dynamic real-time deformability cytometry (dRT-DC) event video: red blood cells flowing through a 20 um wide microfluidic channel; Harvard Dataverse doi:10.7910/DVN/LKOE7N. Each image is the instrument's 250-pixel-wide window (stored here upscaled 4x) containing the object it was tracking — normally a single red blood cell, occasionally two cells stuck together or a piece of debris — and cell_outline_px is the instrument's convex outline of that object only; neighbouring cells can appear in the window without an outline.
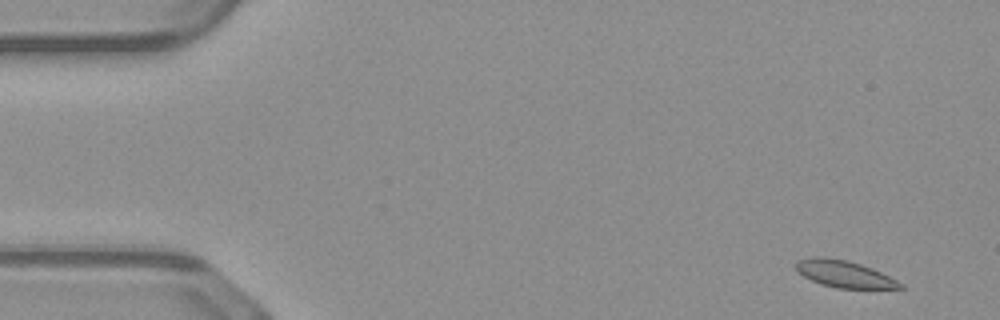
{"species": "common noctule bat (a hibernating species)", "species_latin": "Nyctalus noctula", "temperature_condition": "warm", "stored_images_in_passage": 50, "camera_frame_rate_fps": 3000, "um_per_image_px": 0.085, "animal": {"sex": "male", "body_mass_g": 23.1, "forearm_length_mm": 52.7}, "frame": {"image": 1, "passage_image": 2, "time_ms": 0.333, "image_size_px": [1000, 320], "cell_outline_px": [[904, 288], [836, 288], [820, 284], [796, 272], [796, 260], [812, 256], [824, 256], [848, 260], [872, 268], [904, 284]], "centroid_in_image_um": [71.71, 23.27], "position_along_channel_um": 13.3, "area_um2": 16.42}}
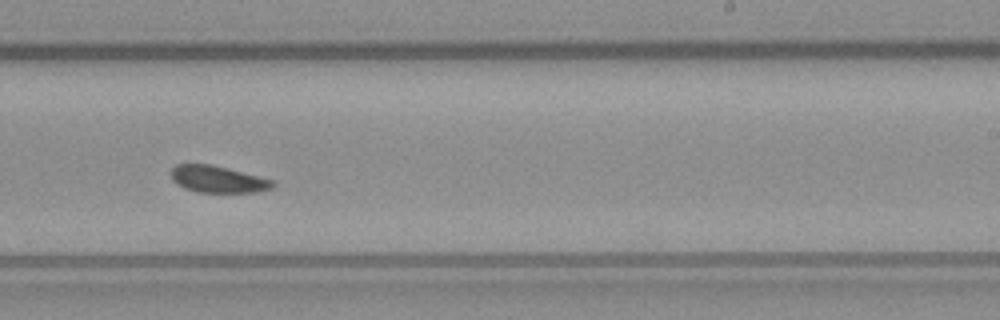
{"frame": {"image": 2, "passage_image": 30, "time_ms": 9.667, "image_size_px": [1000, 320], "cell_outline_px": [[276, 184], [272, 188], [256, 192], [196, 192], [184, 188], [176, 184], [172, 180], [172, 168], [176, 164], [212, 164], [276, 180]], "centroid_in_image_um": [18.55, 15.23], "position_along_channel_um": 270.5, "area_um2": 16.07}}
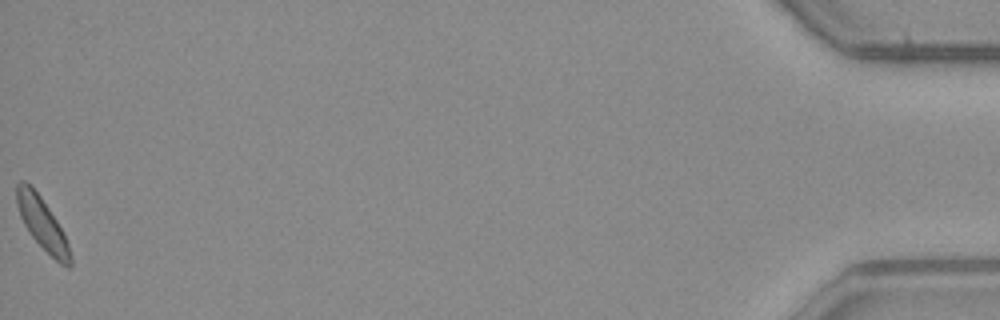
{"frame": {"image": 3, "passage_image": 50, "time_ms": 16.333, "image_size_px": [1000, 320], "cell_outline_px": [[72, 268], [68, 268], [60, 264], [28, 232], [20, 216], [16, 204], [16, 184], [20, 180], [24, 180], [40, 196], [56, 220], [68, 244], [72, 256]], "centroid_in_image_um": [3.58, 19.02], "position_along_channel_um": 431.6, "area_um2": 15.9}, "authors_computed_cell_mechanics": {"area_um2": 16.6753, "velocity_mm_per_s": 4.0484, "shape_relaxation_time_tau1_ms": 2.8289, "shape_relaxation_time_tau2_ms": null, "deformation_change_tau1": 0.0708, "deformation_change_tau2": null}}